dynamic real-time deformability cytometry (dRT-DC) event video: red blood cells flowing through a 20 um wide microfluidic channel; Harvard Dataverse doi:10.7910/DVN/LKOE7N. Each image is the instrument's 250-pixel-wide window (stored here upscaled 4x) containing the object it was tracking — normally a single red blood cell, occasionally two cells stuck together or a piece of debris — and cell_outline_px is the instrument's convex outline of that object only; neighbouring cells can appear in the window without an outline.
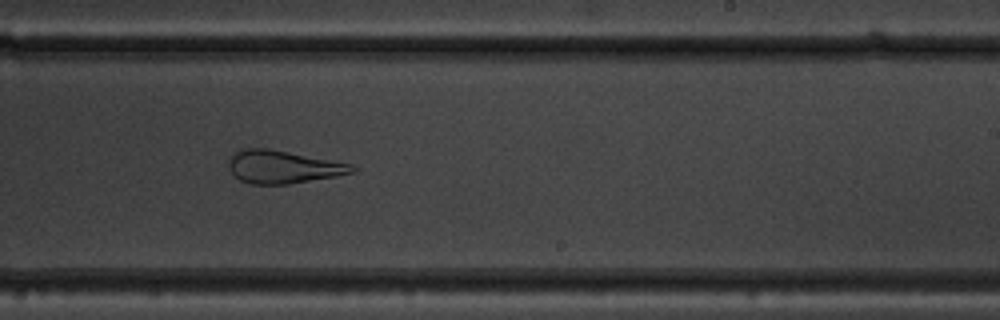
{"species": "common noctule bat (a hibernating species)", "species_latin": "Nyctalus noctula", "temperature_condition": "warm", "stored_images_in_passage": 40, "camera_frame_rate_fps": 3000, "um_per_image_px": 0.085, "animal": {"sex": "male", "body_mass_g": 19.5, "forearm_length_mm": 54.6}, "frame": {"image": 1, "passage_image": 23, "time_ms": 7.333, "image_size_px": [1000, 320], "cell_outline_px": [[360, 168], [356, 172], [336, 176], [288, 184], [248, 184], [240, 180], [228, 168], [228, 160], [232, 152], [244, 148], [268, 148], [352, 164]], "centroid_in_image_um": [24.05, 14.18], "position_along_channel_um": 265.0, "area_um2": 23.81}, "authors_computed_cell_mechanics": {"area_um2": 28.9578, "velocity_mm_per_s": 3.7682, "shape_relaxation_time_tau1_ms": null, "shape_relaxation_time_tau2_ms": 1.4621, "deformation_change_tau1": null, "deformation_change_tau2": 0.1237}}